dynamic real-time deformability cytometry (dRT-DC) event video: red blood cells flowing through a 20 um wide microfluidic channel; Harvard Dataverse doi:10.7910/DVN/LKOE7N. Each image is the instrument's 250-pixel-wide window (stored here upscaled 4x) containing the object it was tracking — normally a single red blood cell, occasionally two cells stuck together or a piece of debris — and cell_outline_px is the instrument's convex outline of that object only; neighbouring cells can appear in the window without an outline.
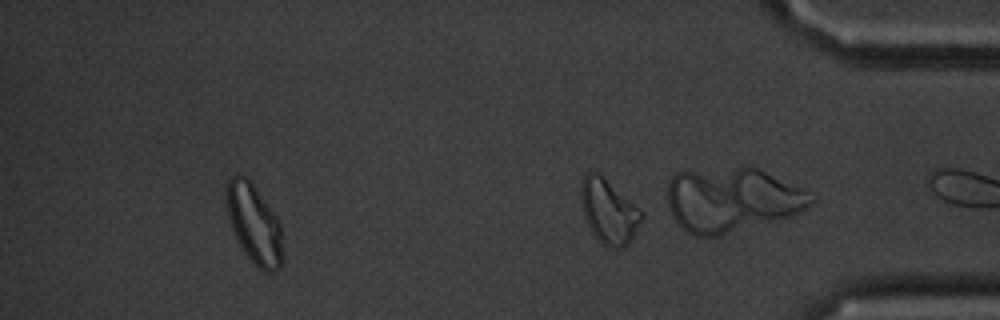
{"species": "common noctule bat (a hibernating species)", "species_latin": "Nyctalus noctula", "temperature_condition": "cold", "stored_images_in_passage": 49, "segment_of_instrument_passage": [2, 2], "camera_frame_rate_fps": 3000, "um_per_image_px": 0.085, "animal": {"sex": "male", "body_mass_g": 20.1, "forearm_length_mm": 53.5}, "frame": {"image": 1, "passage_image": 49, "time_ms": 16.0, "image_size_px": [1000, 320], "cell_outline_px": [[644, 216], [632, 240], [624, 248], [612, 248], [600, 244], [592, 232], [584, 216], [580, 200], [580, 180], [588, 172], [596, 172], [640, 208], [644, 212]], "centroid_in_image_um": [51.75, 18.01], "position_along_channel_um": 383.5, "area_um2": 22.83}}